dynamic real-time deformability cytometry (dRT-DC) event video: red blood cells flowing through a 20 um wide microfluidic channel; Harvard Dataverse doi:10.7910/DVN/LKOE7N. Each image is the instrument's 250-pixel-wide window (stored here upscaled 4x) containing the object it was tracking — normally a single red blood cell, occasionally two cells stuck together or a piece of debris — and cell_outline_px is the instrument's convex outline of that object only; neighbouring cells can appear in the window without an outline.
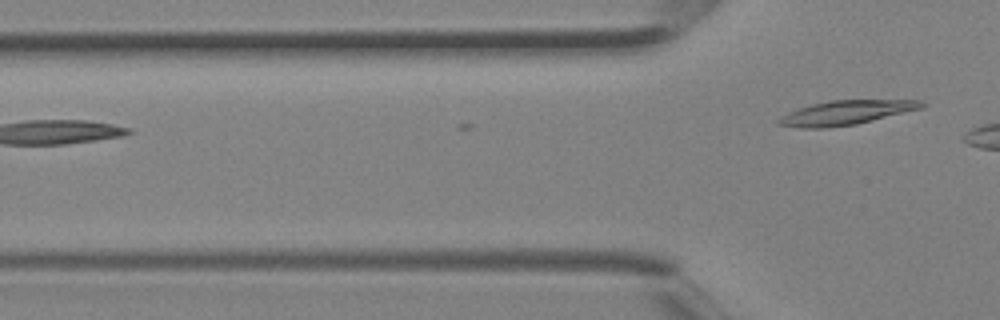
{"species": "Egyptian fruit bat (a non-hibernating species)", "species_latin": "Rousettus aegyptiacus", "temperature_condition": "room temperature", "stored_images_in_passage": 2, "camera_frame_rate_fps": 3000, "um_per_image_px": 0.085, "animal": {"sex": "female"}, "frame": {"image": 1, "passage_image": 2, "time_ms": 0.333, "image_size_px": [1000, 320], "cell_outline_px": [[924, 104], [920, 108], [856, 124], [820, 128], [800, 128], [776, 124], [776, 120], [780, 116], [796, 108], [828, 100], [920, 100]], "centroid_in_image_um": [71.78, 9.57], "position_along_channel_um": 54.0, "area_um2": 20.0}}